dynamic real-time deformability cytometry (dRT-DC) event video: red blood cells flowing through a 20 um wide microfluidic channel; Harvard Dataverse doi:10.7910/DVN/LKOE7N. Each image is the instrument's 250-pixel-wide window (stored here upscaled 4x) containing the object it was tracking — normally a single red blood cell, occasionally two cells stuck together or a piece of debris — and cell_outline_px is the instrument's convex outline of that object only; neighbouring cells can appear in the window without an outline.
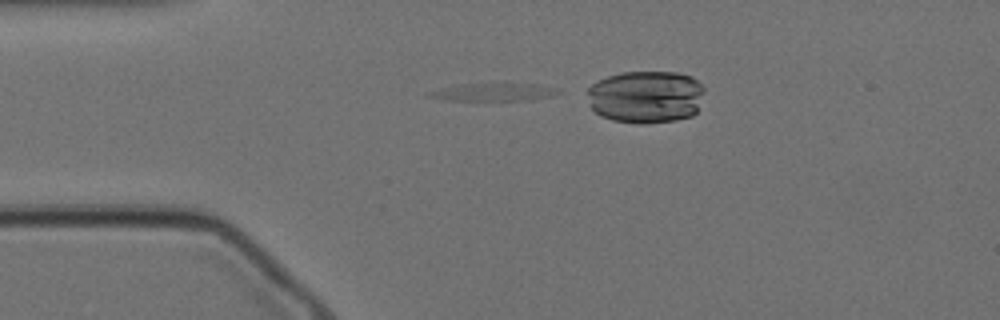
{"species": "Egyptian fruit bat (a non-hibernating species)", "species_latin": "Rousettus aegyptiacus", "temperature_condition": "cold", "stored_images_in_passage": 37, "segment_of_instrument_passage": [1, 2], "camera_frame_rate_fps": 3000, "um_per_image_px": 0.085, "animal": {"sex": "female"}, "frame": {"image": 1, "passage_image": 7, "time_ms": 2.0, "image_size_px": [1000, 320], "cell_outline_px": [[560, 92], [552, 96], [528, 100], [448, 100], [428, 96], [424, 92], [440, 88], [460, 84], [540, 84], [552, 88]], "centroid_in_image_um": [41.89, 7.83], "position_along_channel_um": 43.1, "area_um2": 13.06}}
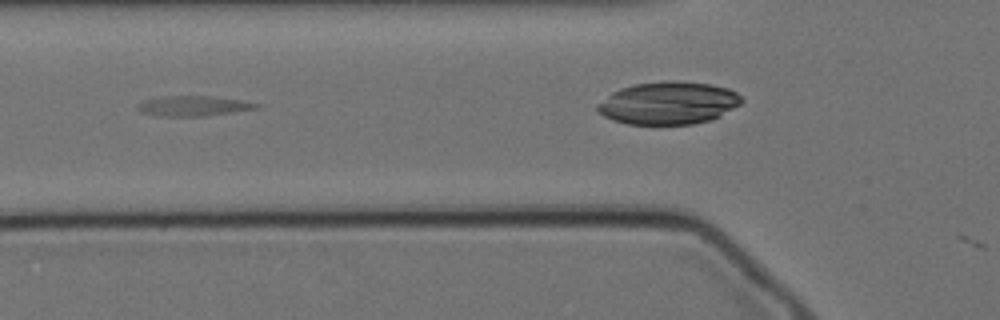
{"frame": {"image": 2, "passage_image": 14, "time_ms": 4.333, "image_size_px": [1000, 320], "cell_outline_px": [[264, 104], [260, 108], [232, 112], [200, 116], [160, 116], [140, 112], [136, 108], [136, 104], [144, 100], [160, 96], [212, 96], [240, 100]], "centroid_in_image_um": [16.43, 9.0], "position_along_channel_um": 109.4, "area_um2": 14.05}}
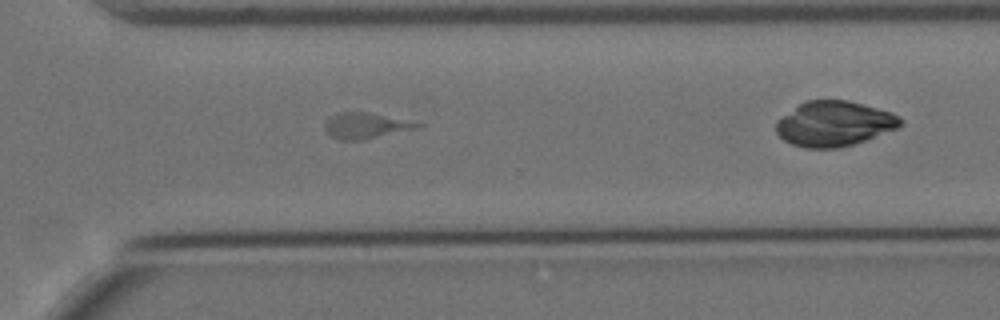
{"frame": {"image": 3, "passage_image": 34, "time_ms": 11.0, "image_size_px": [1000, 320], "cell_outline_px": [[424, 124], [420, 128], [364, 140], [336, 140], [324, 128], [324, 124], [332, 116], [340, 112], [368, 112]], "centroid_in_image_um": [31.1, 10.7], "position_along_channel_um": 339.5, "area_um2": 13.87}}